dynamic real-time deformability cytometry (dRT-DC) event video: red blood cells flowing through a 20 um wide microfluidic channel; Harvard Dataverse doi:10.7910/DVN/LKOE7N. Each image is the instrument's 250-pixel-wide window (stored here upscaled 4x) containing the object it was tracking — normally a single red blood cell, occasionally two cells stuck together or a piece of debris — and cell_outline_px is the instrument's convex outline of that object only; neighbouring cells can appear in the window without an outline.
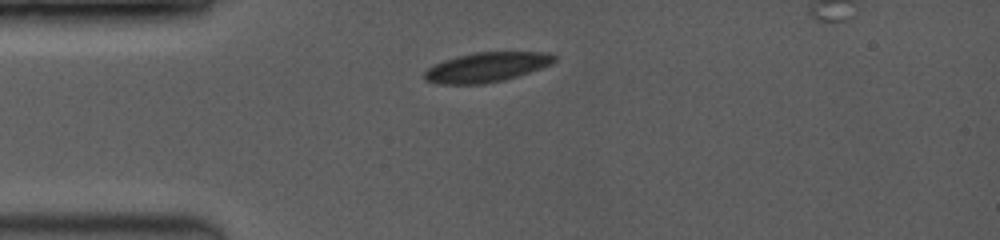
{"species": "common noctule bat (a hibernating species)", "species_latin": "Nyctalus noctula", "temperature_condition": "room temperature", "stored_images_in_passage": 6, "camera_frame_rate_fps": 3500, "um_per_image_px": 0.085, "animal": {"sex": "female", "body_mass_g": 19.0, "forearm_length_mm": 53.3}, "frame": {"image": 1, "passage_image": 1, "time_ms": 0.0, "image_size_px": [1000, 240], "cell_outline_px": [[556, 60], [552, 64], [504, 80], [484, 84], [436, 84], [424, 80], [424, 72], [428, 68], [444, 60], [476, 52], [548, 52], [556, 56]], "centroid_in_image_um": [41.35, 5.72], "position_along_channel_um": 43.6, "area_um2": 22.31}}
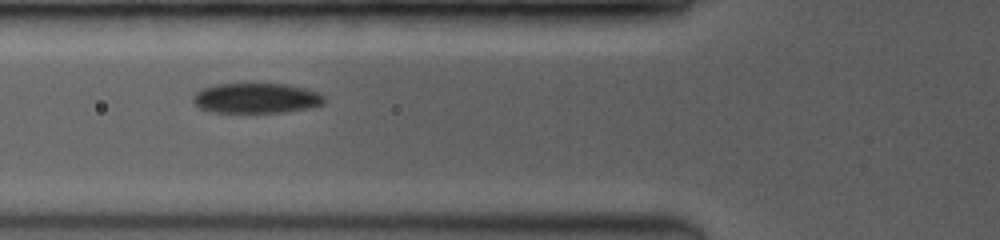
{"frame": {"image": 2, "passage_image": 5, "time_ms": 2.0, "image_size_px": [1000, 240], "cell_outline_px": [[324, 104], [312, 108], [284, 112], [212, 112], [200, 108], [192, 100], [192, 96], [196, 92], [204, 88], [220, 84], [284, 84], [304, 88], [316, 92], [324, 96]], "centroid_in_image_um": [21.8, 8.35], "position_along_channel_um": 104.0, "area_um2": 22.89}}
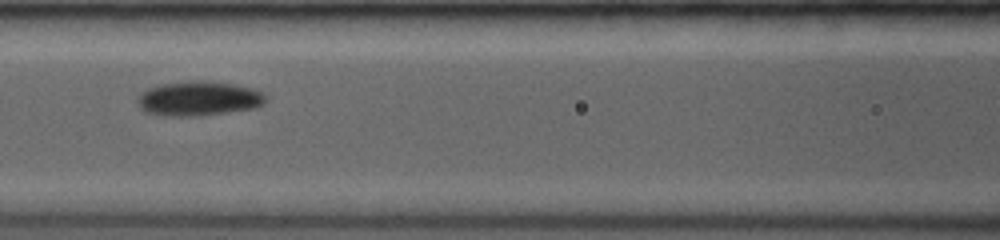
{"frame": {"image": 3, "passage_image": 6, "time_ms": 3.143, "image_size_px": [1000, 240], "cell_outline_px": [[268, 100], [264, 104], [256, 108], [228, 112], [196, 116], [164, 116], [144, 112], [140, 108], [140, 92], [148, 88], [160, 84], [188, 80], [204, 80], [232, 84], [252, 88], [260, 92]], "centroid_in_image_um": [16.89, 8.37], "position_along_channel_um": 149.7, "area_um2": 25.89}}